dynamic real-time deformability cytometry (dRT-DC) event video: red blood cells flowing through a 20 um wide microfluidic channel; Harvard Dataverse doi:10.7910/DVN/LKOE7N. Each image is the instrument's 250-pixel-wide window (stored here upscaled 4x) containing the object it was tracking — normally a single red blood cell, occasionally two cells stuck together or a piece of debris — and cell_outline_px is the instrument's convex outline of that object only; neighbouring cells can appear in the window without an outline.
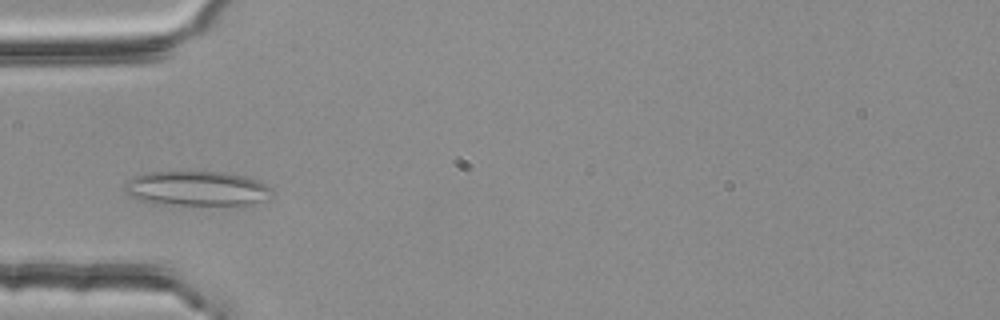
{"species": "common noctule bat (a hibernating species)", "species_latin": "Nyctalus noctula", "temperature_condition": "room temperature", "stored_images_in_passage": 46, "camera_frame_rate_fps": 3000, "um_per_image_px": 0.085, "animal": {"sex": "female", "body_mass_g": 25.1}, "frame": {"image": 1, "passage_image": 12, "time_ms": 3.667, "image_size_px": [1000, 320], "cell_outline_px": [[272, 192], [264, 200], [248, 204], [152, 204], [140, 200], [132, 196], [124, 188], [124, 184], [128, 180], [136, 176], [148, 172], [224, 172], [244, 176], [256, 180], [272, 188]], "centroid_in_image_um": [16.7, 16.02], "position_along_channel_um": 68.3, "area_um2": 29.3}}
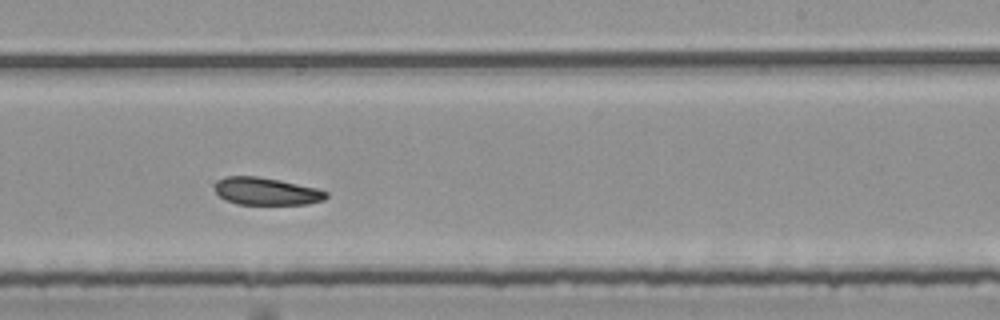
{"frame": {"image": 2, "passage_image": 28, "time_ms": 9.0, "image_size_px": [1000, 320], "cell_outline_px": [[328, 196], [324, 200], [308, 204], [236, 204], [224, 200], [216, 192], [216, 180], [224, 176], [256, 176], [280, 180], [316, 188], [328, 192]], "centroid_in_image_um": [22.63, 16.26], "position_along_channel_um": 266.4, "area_um2": 17.86}}
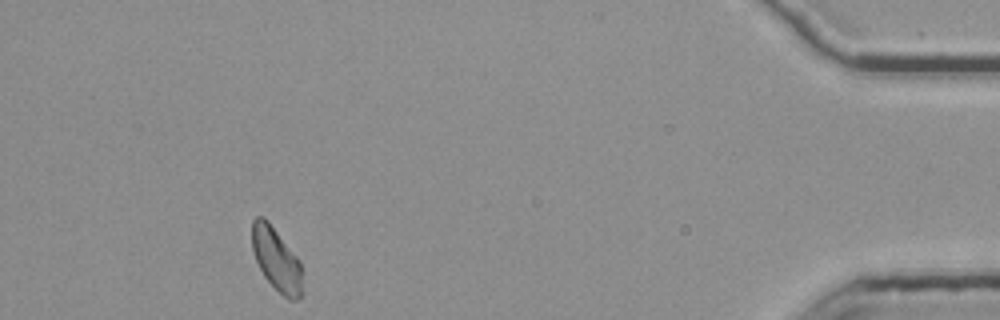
{"frame": {"image": 3, "passage_image": 45, "time_ms": 14.667, "image_size_px": [1000, 320], "cell_outline_px": [[300, 296], [296, 300], [288, 300], [264, 276], [256, 260], [252, 248], [252, 220], [256, 216], [264, 216], [268, 220], [296, 256], [300, 264]], "centroid_in_image_um": [23.44, 21.98], "position_along_channel_um": 411.8, "area_um2": 17.98}}